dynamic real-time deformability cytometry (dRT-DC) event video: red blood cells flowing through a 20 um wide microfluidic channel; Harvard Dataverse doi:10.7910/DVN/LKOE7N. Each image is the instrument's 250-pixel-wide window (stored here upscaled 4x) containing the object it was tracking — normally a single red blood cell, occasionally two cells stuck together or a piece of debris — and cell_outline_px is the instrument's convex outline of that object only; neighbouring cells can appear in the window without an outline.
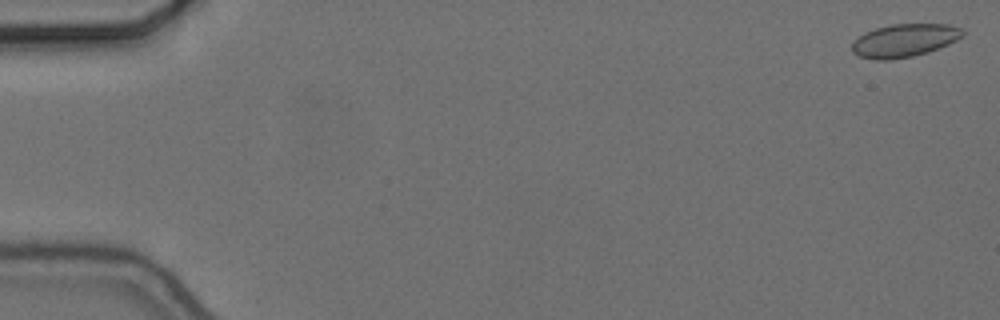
{"species": "common noctule bat (a hibernating species)", "species_latin": "Nyctalus noctula", "temperature_condition": "cold", "stored_images_in_passage": 9, "camera_frame_rate_fps": 3000, "um_per_image_px": 0.085, "animal": {"sex": "female", "body_mass_g": 24.6, "forearm_length_mm": 56.2}, "frame": {"image": 1, "passage_image": 2, "time_ms": 0.333, "image_size_px": [1000, 320], "cell_outline_px": [[964, 36], [948, 44], [928, 52], [912, 56], [888, 60], [876, 60], [860, 56], [852, 52], [852, 40], [864, 32], [876, 28], [892, 24], [948, 24], [964, 28]], "centroid_in_image_um": [76.87, 3.43], "position_along_channel_um": 8.1, "area_um2": 21.44}}